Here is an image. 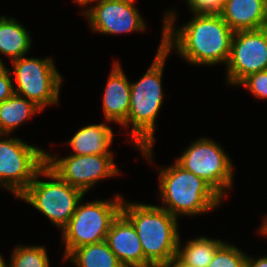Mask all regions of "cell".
I'll use <instances>...</instances> for the list:
<instances>
[{"instance_id":"obj_1","label":"cell","mask_w":267,"mask_h":267,"mask_svg":"<svg viewBox=\"0 0 267 267\" xmlns=\"http://www.w3.org/2000/svg\"><path fill=\"white\" fill-rule=\"evenodd\" d=\"M162 19L163 48L190 66L227 64L234 31L220 14L190 12L187 23L176 25L177 10L166 9Z\"/></svg>"},{"instance_id":"obj_2","label":"cell","mask_w":267,"mask_h":267,"mask_svg":"<svg viewBox=\"0 0 267 267\" xmlns=\"http://www.w3.org/2000/svg\"><path fill=\"white\" fill-rule=\"evenodd\" d=\"M161 39L154 59L147 71L138 79L130 82V107L127 116V143L140 151L142 157L149 164H154V144L156 141V123L160 113L165 93L162 78L164 66L170 53L163 48V24L161 25Z\"/></svg>"},{"instance_id":"obj_3","label":"cell","mask_w":267,"mask_h":267,"mask_svg":"<svg viewBox=\"0 0 267 267\" xmlns=\"http://www.w3.org/2000/svg\"><path fill=\"white\" fill-rule=\"evenodd\" d=\"M157 170V197L162 202L159 207L171 215L177 218L195 217L222 206L224 199L210 185L176 161L168 167L158 166Z\"/></svg>"},{"instance_id":"obj_4","label":"cell","mask_w":267,"mask_h":267,"mask_svg":"<svg viewBox=\"0 0 267 267\" xmlns=\"http://www.w3.org/2000/svg\"><path fill=\"white\" fill-rule=\"evenodd\" d=\"M121 212L134 225L145 259L162 267L177 255L179 219L159 205L123 199Z\"/></svg>"},{"instance_id":"obj_5","label":"cell","mask_w":267,"mask_h":267,"mask_svg":"<svg viewBox=\"0 0 267 267\" xmlns=\"http://www.w3.org/2000/svg\"><path fill=\"white\" fill-rule=\"evenodd\" d=\"M84 196L81 190L62 180L45 164L17 199L34 207L62 231Z\"/></svg>"},{"instance_id":"obj_6","label":"cell","mask_w":267,"mask_h":267,"mask_svg":"<svg viewBox=\"0 0 267 267\" xmlns=\"http://www.w3.org/2000/svg\"><path fill=\"white\" fill-rule=\"evenodd\" d=\"M79 201L73 216L62 229L61 241L64 246V260L74 249L106 240L111 223L121 212L124 196L114 195L107 200Z\"/></svg>"},{"instance_id":"obj_7","label":"cell","mask_w":267,"mask_h":267,"mask_svg":"<svg viewBox=\"0 0 267 267\" xmlns=\"http://www.w3.org/2000/svg\"><path fill=\"white\" fill-rule=\"evenodd\" d=\"M14 91L32 101L42 111L60 103L63 76L52 57H20L11 61Z\"/></svg>"},{"instance_id":"obj_8","label":"cell","mask_w":267,"mask_h":267,"mask_svg":"<svg viewBox=\"0 0 267 267\" xmlns=\"http://www.w3.org/2000/svg\"><path fill=\"white\" fill-rule=\"evenodd\" d=\"M232 160L220 143L208 137L193 140L175 159L185 170L202 178L223 199L228 198V191L234 186Z\"/></svg>"},{"instance_id":"obj_9","label":"cell","mask_w":267,"mask_h":267,"mask_svg":"<svg viewBox=\"0 0 267 267\" xmlns=\"http://www.w3.org/2000/svg\"><path fill=\"white\" fill-rule=\"evenodd\" d=\"M46 164V149L12 134H0V187L17 199Z\"/></svg>"},{"instance_id":"obj_10","label":"cell","mask_w":267,"mask_h":267,"mask_svg":"<svg viewBox=\"0 0 267 267\" xmlns=\"http://www.w3.org/2000/svg\"><path fill=\"white\" fill-rule=\"evenodd\" d=\"M114 154L59 157L46 149V165L69 185L85 195L101 181L121 176Z\"/></svg>"},{"instance_id":"obj_11","label":"cell","mask_w":267,"mask_h":267,"mask_svg":"<svg viewBox=\"0 0 267 267\" xmlns=\"http://www.w3.org/2000/svg\"><path fill=\"white\" fill-rule=\"evenodd\" d=\"M225 67V83L230 87H236L252 73L267 70V30L234 32Z\"/></svg>"},{"instance_id":"obj_12","label":"cell","mask_w":267,"mask_h":267,"mask_svg":"<svg viewBox=\"0 0 267 267\" xmlns=\"http://www.w3.org/2000/svg\"><path fill=\"white\" fill-rule=\"evenodd\" d=\"M139 12L135 0H99L81 15L93 33L118 35L146 32L147 23Z\"/></svg>"},{"instance_id":"obj_13","label":"cell","mask_w":267,"mask_h":267,"mask_svg":"<svg viewBox=\"0 0 267 267\" xmlns=\"http://www.w3.org/2000/svg\"><path fill=\"white\" fill-rule=\"evenodd\" d=\"M102 97L105 121L120 125L127 136V116L130 107V80L119 60L113 61Z\"/></svg>"},{"instance_id":"obj_14","label":"cell","mask_w":267,"mask_h":267,"mask_svg":"<svg viewBox=\"0 0 267 267\" xmlns=\"http://www.w3.org/2000/svg\"><path fill=\"white\" fill-rule=\"evenodd\" d=\"M106 242L124 267H153L144 257L134 225L122 212L111 223Z\"/></svg>"},{"instance_id":"obj_15","label":"cell","mask_w":267,"mask_h":267,"mask_svg":"<svg viewBox=\"0 0 267 267\" xmlns=\"http://www.w3.org/2000/svg\"><path fill=\"white\" fill-rule=\"evenodd\" d=\"M112 124L108 121H103L98 124H89L76 130V133L70 137L65 145L71 147V155H102L115 154L110 150L114 141V132Z\"/></svg>"},{"instance_id":"obj_16","label":"cell","mask_w":267,"mask_h":267,"mask_svg":"<svg viewBox=\"0 0 267 267\" xmlns=\"http://www.w3.org/2000/svg\"><path fill=\"white\" fill-rule=\"evenodd\" d=\"M265 0H224L221 17L234 31L262 28Z\"/></svg>"},{"instance_id":"obj_17","label":"cell","mask_w":267,"mask_h":267,"mask_svg":"<svg viewBox=\"0 0 267 267\" xmlns=\"http://www.w3.org/2000/svg\"><path fill=\"white\" fill-rule=\"evenodd\" d=\"M32 34L14 17L0 16V56L14 59L28 55L32 46ZM0 62H3L0 57Z\"/></svg>"},{"instance_id":"obj_18","label":"cell","mask_w":267,"mask_h":267,"mask_svg":"<svg viewBox=\"0 0 267 267\" xmlns=\"http://www.w3.org/2000/svg\"><path fill=\"white\" fill-rule=\"evenodd\" d=\"M42 110L29 99L14 93L0 102V134H12Z\"/></svg>"},{"instance_id":"obj_19","label":"cell","mask_w":267,"mask_h":267,"mask_svg":"<svg viewBox=\"0 0 267 267\" xmlns=\"http://www.w3.org/2000/svg\"><path fill=\"white\" fill-rule=\"evenodd\" d=\"M223 239L196 236L190 238L184 244L181 235L178 240L176 257L185 265L190 267H208L216 250L224 243ZM183 243V244H182Z\"/></svg>"},{"instance_id":"obj_20","label":"cell","mask_w":267,"mask_h":267,"mask_svg":"<svg viewBox=\"0 0 267 267\" xmlns=\"http://www.w3.org/2000/svg\"><path fill=\"white\" fill-rule=\"evenodd\" d=\"M63 261L74 267H124L106 240L74 249Z\"/></svg>"},{"instance_id":"obj_21","label":"cell","mask_w":267,"mask_h":267,"mask_svg":"<svg viewBox=\"0 0 267 267\" xmlns=\"http://www.w3.org/2000/svg\"><path fill=\"white\" fill-rule=\"evenodd\" d=\"M6 267H50L48 250L44 245L16 244Z\"/></svg>"},{"instance_id":"obj_22","label":"cell","mask_w":267,"mask_h":267,"mask_svg":"<svg viewBox=\"0 0 267 267\" xmlns=\"http://www.w3.org/2000/svg\"><path fill=\"white\" fill-rule=\"evenodd\" d=\"M247 252L225 241L215 252L208 267H245Z\"/></svg>"},{"instance_id":"obj_23","label":"cell","mask_w":267,"mask_h":267,"mask_svg":"<svg viewBox=\"0 0 267 267\" xmlns=\"http://www.w3.org/2000/svg\"><path fill=\"white\" fill-rule=\"evenodd\" d=\"M236 87L246 88L254 98L267 101V70L248 75Z\"/></svg>"},{"instance_id":"obj_24","label":"cell","mask_w":267,"mask_h":267,"mask_svg":"<svg viewBox=\"0 0 267 267\" xmlns=\"http://www.w3.org/2000/svg\"><path fill=\"white\" fill-rule=\"evenodd\" d=\"M189 12L220 14L224 0H185Z\"/></svg>"},{"instance_id":"obj_25","label":"cell","mask_w":267,"mask_h":267,"mask_svg":"<svg viewBox=\"0 0 267 267\" xmlns=\"http://www.w3.org/2000/svg\"><path fill=\"white\" fill-rule=\"evenodd\" d=\"M5 64V62H0V102L15 93L11 71Z\"/></svg>"},{"instance_id":"obj_26","label":"cell","mask_w":267,"mask_h":267,"mask_svg":"<svg viewBox=\"0 0 267 267\" xmlns=\"http://www.w3.org/2000/svg\"><path fill=\"white\" fill-rule=\"evenodd\" d=\"M245 267H267V256L252 257L247 254Z\"/></svg>"},{"instance_id":"obj_27","label":"cell","mask_w":267,"mask_h":267,"mask_svg":"<svg viewBox=\"0 0 267 267\" xmlns=\"http://www.w3.org/2000/svg\"><path fill=\"white\" fill-rule=\"evenodd\" d=\"M72 1H74L76 4H78V6H80L81 8H83V9H80L81 10L80 13L82 14L83 12L86 11L87 8H89L90 5H92L93 3L98 2L99 0H72Z\"/></svg>"},{"instance_id":"obj_28","label":"cell","mask_w":267,"mask_h":267,"mask_svg":"<svg viewBox=\"0 0 267 267\" xmlns=\"http://www.w3.org/2000/svg\"><path fill=\"white\" fill-rule=\"evenodd\" d=\"M162 267H190L182 263L177 257H174Z\"/></svg>"},{"instance_id":"obj_29","label":"cell","mask_w":267,"mask_h":267,"mask_svg":"<svg viewBox=\"0 0 267 267\" xmlns=\"http://www.w3.org/2000/svg\"><path fill=\"white\" fill-rule=\"evenodd\" d=\"M263 217V222H261L263 224L258 227L257 234L267 237V214H265Z\"/></svg>"},{"instance_id":"obj_30","label":"cell","mask_w":267,"mask_h":267,"mask_svg":"<svg viewBox=\"0 0 267 267\" xmlns=\"http://www.w3.org/2000/svg\"><path fill=\"white\" fill-rule=\"evenodd\" d=\"M262 29L267 30V0L264 2Z\"/></svg>"},{"instance_id":"obj_31","label":"cell","mask_w":267,"mask_h":267,"mask_svg":"<svg viewBox=\"0 0 267 267\" xmlns=\"http://www.w3.org/2000/svg\"><path fill=\"white\" fill-rule=\"evenodd\" d=\"M6 260L4 259L3 255L0 253V267H6Z\"/></svg>"}]
</instances>
